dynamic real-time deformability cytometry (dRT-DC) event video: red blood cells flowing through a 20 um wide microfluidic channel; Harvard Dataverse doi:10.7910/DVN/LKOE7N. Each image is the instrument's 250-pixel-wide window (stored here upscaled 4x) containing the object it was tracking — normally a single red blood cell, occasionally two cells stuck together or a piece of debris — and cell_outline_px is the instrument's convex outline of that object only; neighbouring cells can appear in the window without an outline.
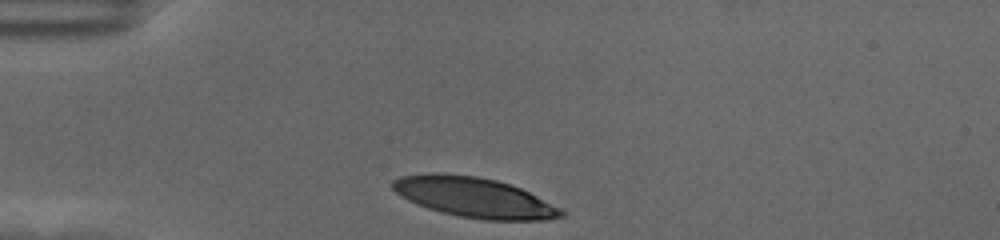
{"species": "human", "species_latin": "Homo sapiens", "temperature_condition": "cold", "stored_images_in_passage": 33, "camera_frame_rate_fps": 3000, "um_per_image_px": 0.085, "donor": {"sex": "female"}, "frame": {"image": 1, "passage_image": 1, "time_ms": 0.0, "image_size_px": [1000, 240], "cell_outline_px": [[564, 216], [548, 220], [484, 220], [460, 216], [440, 212], [416, 204], [400, 196], [392, 188], [392, 180], [400, 176], [428, 172], [440, 172], [476, 176], [496, 180], [520, 188], [564, 208]], "centroid_in_image_um": [40.31, 16.77], "position_along_channel_um": 44.7, "area_um2": 39.71}}
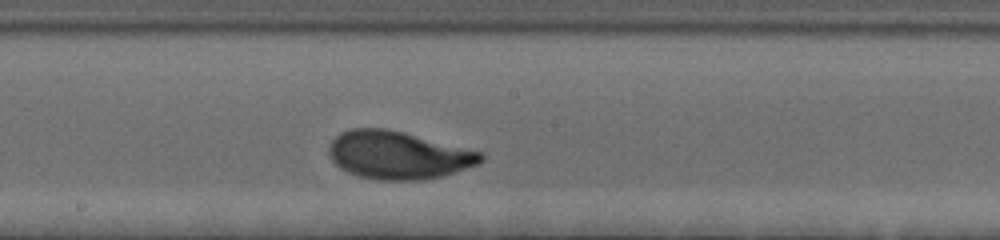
{"frame": {"image": 2, "passage_image": 18, "time_ms": 5.667, "image_size_px": [1000, 240], "cell_outline_px": [[484, 160], [480, 164], [444, 176], [420, 180], [376, 180], [360, 176], [348, 172], [340, 168], [332, 160], [328, 152], [328, 148], [332, 140], [340, 132], [352, 128], [388, 128], [484, 152]], "centroid_in_image_um": [33.88, 13.18], "position_along_channel_um": 214.3, "area_um2": 42.77}}
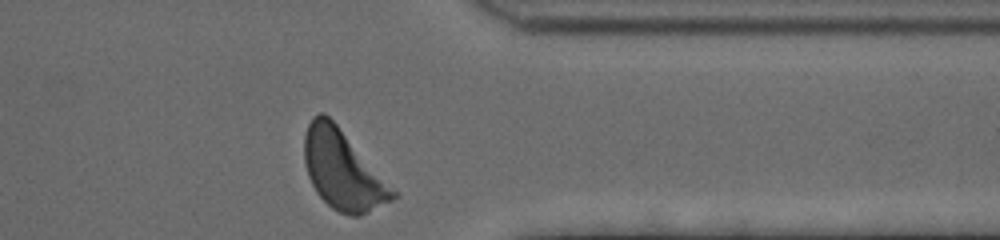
{"frame": {"image": 3, "passage_image": 33, "time_ms": 10.667, "image_size_px": [1000, 240], "cell_outline_px": [[400, 196], [360, 216], [352, 216], [340, 212], [332, 208], [316, 192], [308, 176], [304, 160], [304, 136], [308, 124], [312, 116], [320, 112], [324, 112], [336, 124], [400, 192]], "centroid_in_image_um": [29.17, 14.46], "position_along_channel_um": 382.2, "area_um2": 40.98}, "authors_computed_cell_mechanics": {"area_um2": 40.8646, "velocity_mm_per_s": 3.4821, "shape_relaxation_time_tau1_ms": 2.6343, "shape_relaxation_time_tau2_ms": null, "deformation_change_tau1": 0.1718, "deformation_change_tau2": null}}